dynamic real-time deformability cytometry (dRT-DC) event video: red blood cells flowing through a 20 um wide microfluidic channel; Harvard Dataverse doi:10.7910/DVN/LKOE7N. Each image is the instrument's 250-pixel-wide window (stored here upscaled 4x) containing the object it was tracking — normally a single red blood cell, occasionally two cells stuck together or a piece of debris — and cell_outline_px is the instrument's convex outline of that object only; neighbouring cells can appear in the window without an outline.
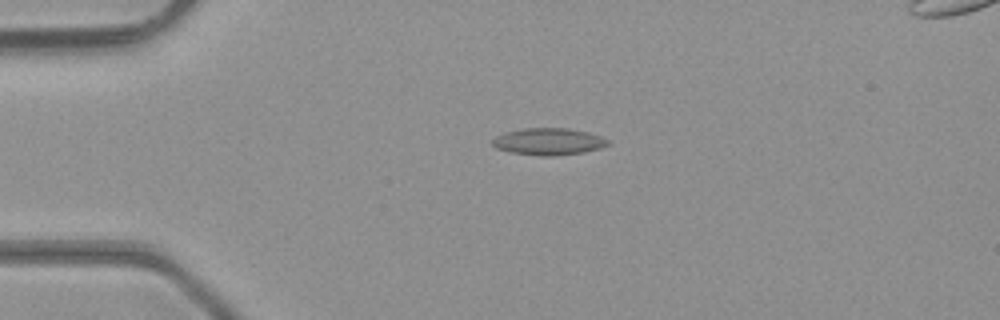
{"species": "common noctule bat (a hibernating species)", "species_latin": "Nyctalus noctula", "temperature_condition": "room temperature", "stored_images_in_passage": 5, "camera_frame_rate_fps": 3000, "um_per_image_px": 0.085, "animal": {"sex": "male", "body_mass_g": 23.1, "forearm_length_mm": 52.7}, "frame": {"image": 1, "passage_image": 2, "time_ms": 0.333, "image_size_px": [1000, 320], "cell_outline_px": [[612, 144], [600, 148], [584, 152], [552, 156], [540, 156], [512, 152], [496, 148], [492, 144], [492, 140], [496, 136], [508, 132], [524, 128], [568, 128], [588, 132], [600, 136], [608, 140]], "centroid_in_image_um": [46.66, 12.03], "position_along_channel_um": 38.3, "area_um2": 18.03}}
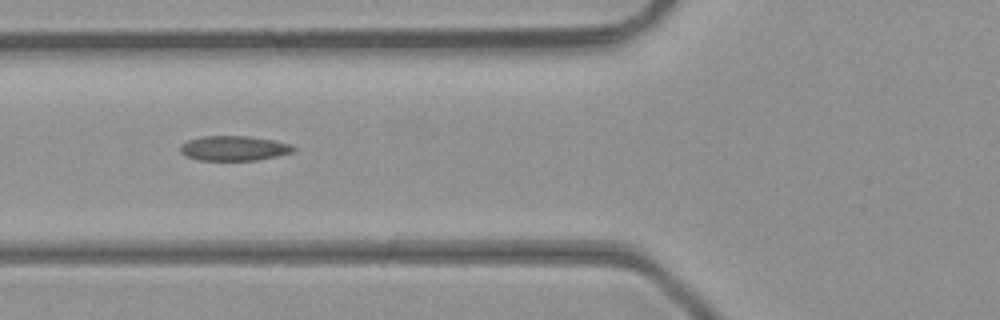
{"frame": {"image": 2, "passage_image": 4, "time_ms": 1.0, "image_size_px": [1000, 320], "cell_outline_px": [[296, 152], [256, 160], [196, 160], [184, 156], [180, 152], [180, 144], [188, 140], [204, 136], [248, 136], [272, 140], [292, 144], [296, 148]], "centroid_in_image_um": [19.88, 12.6], "position_along_channel_um": 105.9, "area_um2": 16.53}}
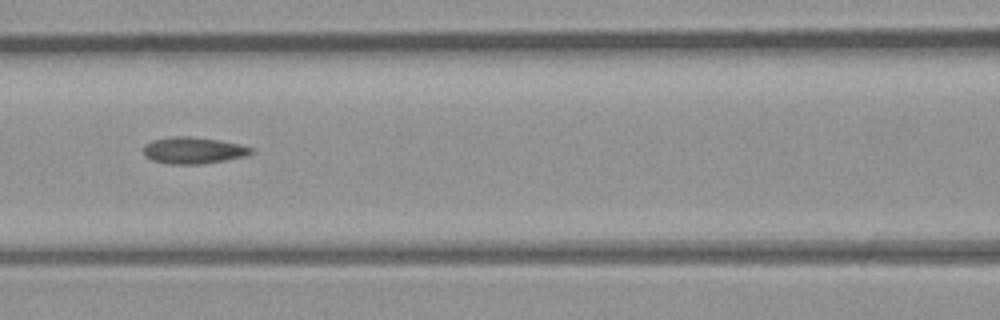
{"frame": {"image": 3, "passage_image": 5, "time_ms": 1.333, "image_size_px": [1000, 320], "cell_outline_px": [[256, 152], [244, 156], [224, 160], [200, 164], [168, 164], [152, 160], [144, 156], [144, 144], [152, 140], [176, 136], [188, 136], [216, 140], [240, 144], [252, 148]], "centroid_in_image_um": [16.41, 12.79], "position_along_channel_um": 150.2, "area_um2": 16.59}}